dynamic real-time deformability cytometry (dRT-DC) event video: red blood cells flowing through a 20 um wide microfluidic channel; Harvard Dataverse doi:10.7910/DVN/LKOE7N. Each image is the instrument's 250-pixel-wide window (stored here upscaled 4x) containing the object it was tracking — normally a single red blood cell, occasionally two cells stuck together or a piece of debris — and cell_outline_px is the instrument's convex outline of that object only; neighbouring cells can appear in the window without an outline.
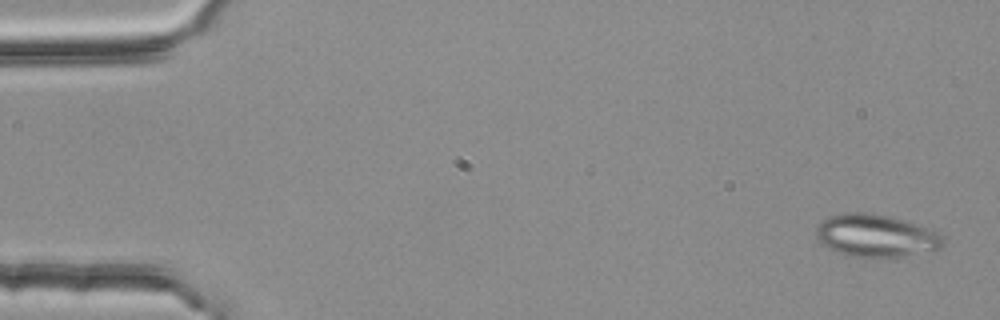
{"species": "common noctule bat (a hibernating species)", "species_latin": "Nyctalus noctula", "temperature_condition": "room temperature", "stored_images_in_passage": 53, "segment_of_instrument_passage": [1, 2], "camera_frame_rate_fps": 3000, "um_per_image_px": 0.085, "animal": {"sex": "female", "body_mass_g": 25.1}, "frame": {"image": 1, "passage_image": 2, "time_ms": 0.333, "image_size_px": [1000, 320], "cell_outline_px": [[944, 244], [940, 248], [884, 260], [852, 256], [836, 252], [820, 244], [816, 240], [816, 228], [828, 216], [844, 212], [872, 212], [904, 220], [936, 232], [944, 240]], "centroid_in_image_um": [74.38, 20.06], "position_along_channel_um": 10.6, "area_um2": 31.85}}